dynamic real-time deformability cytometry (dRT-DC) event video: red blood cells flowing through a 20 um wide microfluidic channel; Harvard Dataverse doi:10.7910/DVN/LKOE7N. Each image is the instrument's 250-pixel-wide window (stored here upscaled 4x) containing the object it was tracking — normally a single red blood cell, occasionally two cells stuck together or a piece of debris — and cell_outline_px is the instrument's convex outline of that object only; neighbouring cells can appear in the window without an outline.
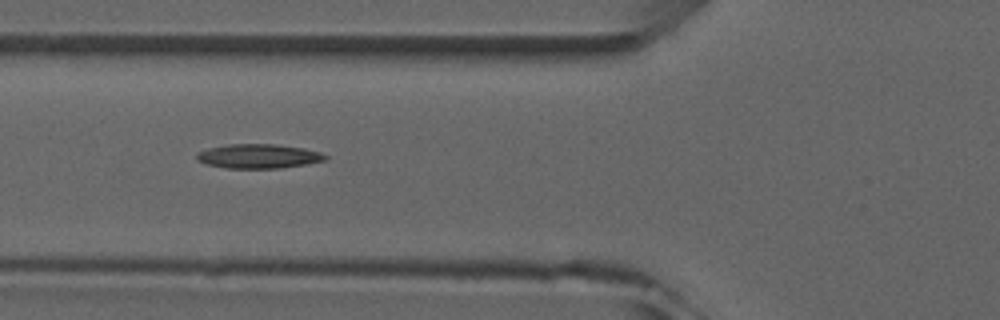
{"species": "common noctule bat (a hibernating species)", "species_latin": "Nyctalus noctula", "temperature_condition": "room temperature", "stored_images_in_passage": 6, "camera_frame_rate_fps": 3000, "um_per_image_px": 0.085, "animal": {"sex": "male", "forearm_length_mm": 52.5}, "frame": {"image": 1, "passage_image": 5, "time_ms": 5.333, "image_size_px": [1000, 320], "cell_outline_px": [[328, 160], [280, 168], [228, 168], [204, 164], [196, 160], [196, 152], [208, 148], [228, 144], [276, 144], [304, 148], [320, 152], [328, 156]], "centroid_in_image_um": [21.95, 13.27], "position_along_channel_um": 103.9, "area_um2": 18.32}}
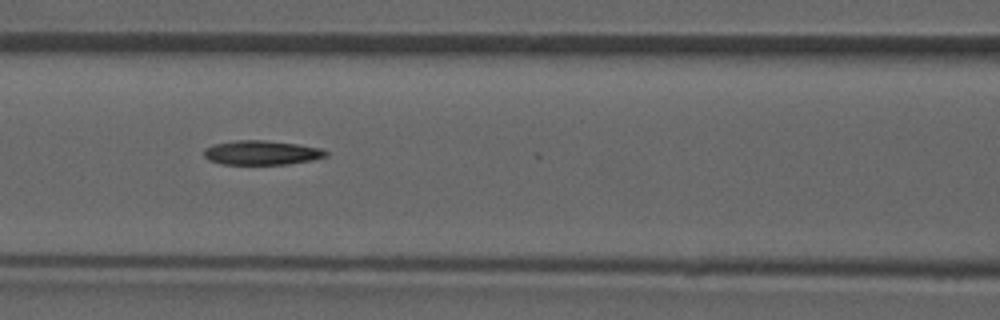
{"frame": {"image": 2, "passage_image": 6, "time_ms": 6.333, "image_size_px": [1000, 320], "cell_outline_px": [[328, 156], [312, 160], [288, 164], [220, 164], [208, 160], [204, 156], [204, 148], [212, 144], [236, 140], [264, 140], [296, 144], [320, 148], [328, 152]], "centroid_in_image_um": [22.2, 12.98], "position_along_channel_um": 144.4, "area_um2": 17.34}}